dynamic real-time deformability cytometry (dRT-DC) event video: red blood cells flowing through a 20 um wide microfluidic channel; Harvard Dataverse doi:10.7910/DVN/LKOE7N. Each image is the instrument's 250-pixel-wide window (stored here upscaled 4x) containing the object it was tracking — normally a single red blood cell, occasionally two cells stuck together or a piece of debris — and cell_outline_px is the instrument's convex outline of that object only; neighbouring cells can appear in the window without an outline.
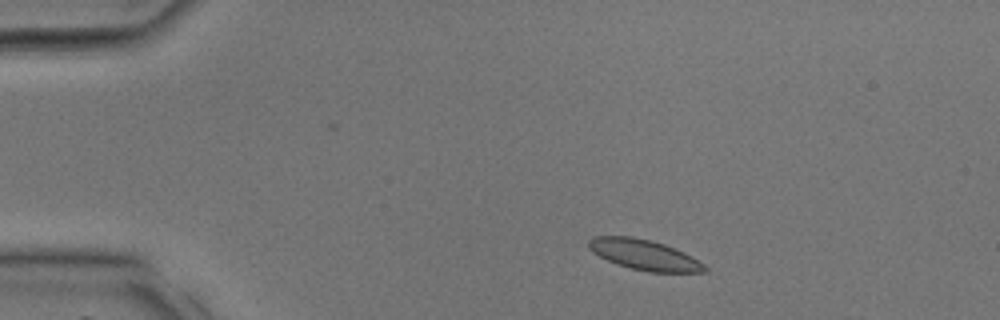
{"species": "common noctule bat (a hibernating species)", "species_latin": "Nyctalus noctula", "temperature_condition": "room temperature", "stored_images_in_passage": 32, "camera_frame_rate_fps": 3000, "um_per_image_px": 0.085, "animal": {"sex": "male", "body_mass_g": 17.9, "forearm_length_mm": 54.2}, "frame": {"image": 1, "passage_image": 4, "time_ms": 1.0, "image_size_px": [1000, 320], "cell_outline_px": [[708, 272], [648, 272], [616, 264], [592, 252], [588, 248], [588, 240], [592, 236], [632, 236], [664, 244], [684, 252], [692, 256], [704, 264], [708, 268]], "centroid_in_image_um": [54.76, 21.65], "position_along_channel_um": 30.2, "area_um2": 20.52}}
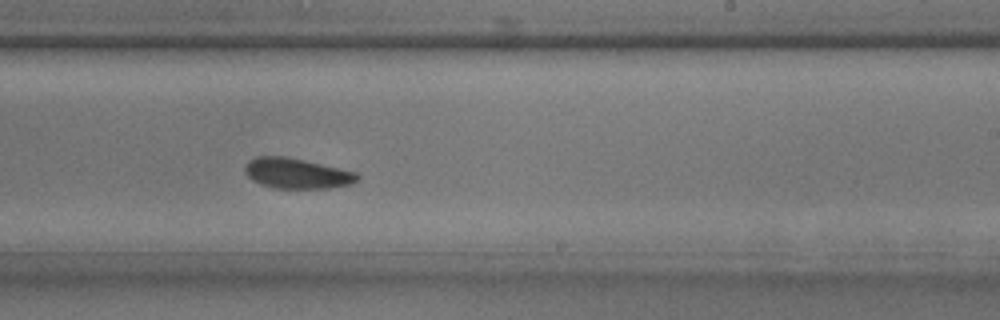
{"frame": {"image": 2, "passage_image": 20, "time_ms": 6.333, "image_size_px": [1000, 320], "cell_outline_px": [[360, 180], [352, 184], [328, 188], [272, 188], [260, 184], [252, 180], [244, 172], [244, 168], [248, 160], [256, 156], [284, 156], [304, 160], [356, 172], [360, 176]], "centroid_in_image_um": [25.22, 14.74], "position_along_channel_um": 263.8, "area_um2": 20.0}}
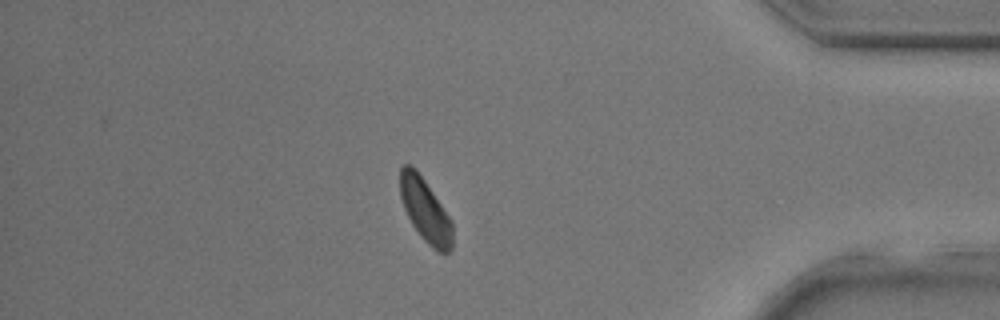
{"frame": {"image": 3, "passage_image": 29, "time_ms": 9.333, "image_size_px": [1000, 320], "cell_outline_px": [[452, 248], [448, 252], [436, 252], [420, 236], [412, 224], [404, 208], [400, 196], [400, 168], [404, 164], [408, 164], [416, 168], [452, 220]], "centroid_in_image_um": [36.14, 17.87], "position_along_channel_um": 399.1, "area_um2": 19.31}}